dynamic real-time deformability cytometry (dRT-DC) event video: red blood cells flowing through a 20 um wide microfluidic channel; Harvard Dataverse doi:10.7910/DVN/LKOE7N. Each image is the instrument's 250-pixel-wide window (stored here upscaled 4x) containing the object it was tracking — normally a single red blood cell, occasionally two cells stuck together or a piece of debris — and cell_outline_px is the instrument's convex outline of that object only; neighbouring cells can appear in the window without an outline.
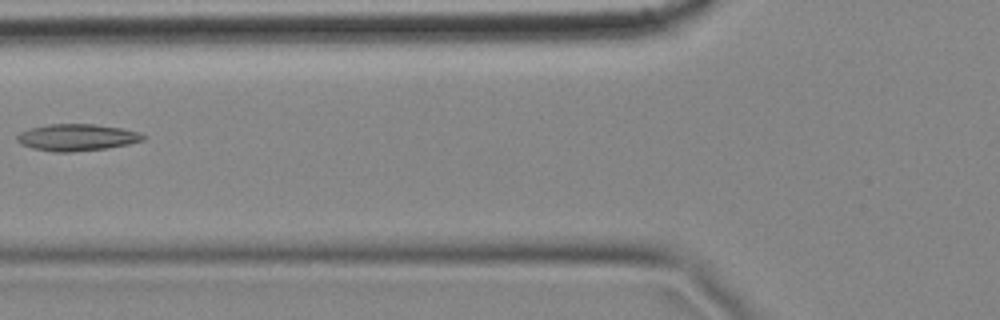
{"species": "common noctule bat (a hibernating species)", "species_latin": "Nyctalus noctula", "temperature_condition": "cold", "stored_images_in_passage": 8, "camera_frame_rate_fps": 3000, "um_per_image_px": 0.085, "animal": {"sex": "female", "body_mass_g": 18.4}, "frame": {"image": 1, "passage_image": 6, "time_ms": 1.667, "image_size_px": [1000, 320], "cell_outline_px": [[148, 136], [144, 140], [128, 144], [108, 148], [72, 152], [56, 152], [32, 148], [20, 144], [16, 140], [16, 136], [20, 132], [32, 128], [48, 124], [96, 124], [120, 128], [140, 132]], "centroid_in_image_um": [6.56, 11.68], "position_along_channel_um": 119.2, "area_um2": 19.77}}